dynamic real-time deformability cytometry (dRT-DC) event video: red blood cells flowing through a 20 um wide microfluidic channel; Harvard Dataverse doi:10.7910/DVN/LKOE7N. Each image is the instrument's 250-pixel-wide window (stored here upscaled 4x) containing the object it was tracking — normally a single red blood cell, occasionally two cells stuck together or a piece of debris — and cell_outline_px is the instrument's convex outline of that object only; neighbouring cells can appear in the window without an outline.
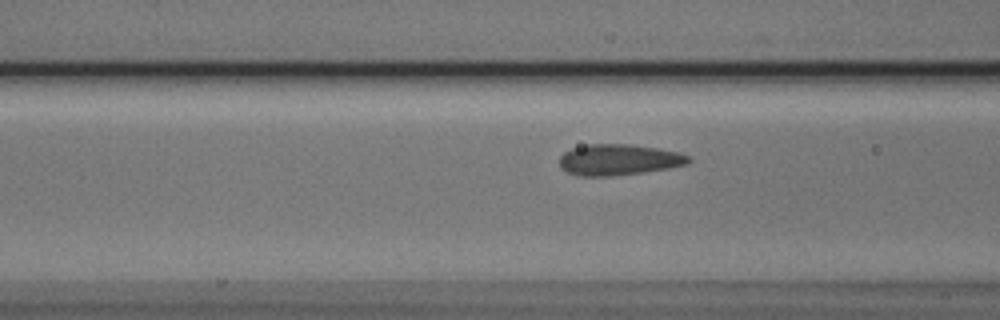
{"species": "Egyptian fruit bat (a non-hibernating species)", "species_latin": "Rousettus aegyptiacus", "temperature_condition": "cold", "stored_images_in_passage": 28, "camera_frame_rate_fps": 3000, "um_per_image_px": 0.085, "animal": {"sex": "male"}, "frame": {"image": 1, "passage_image": 4, "time_ms": 1.0, "image_size_px": [1000, 320], "cell_outline_px": [[692, 160], [688, 164], [668, 168], [644, 172], [608, 176], [580, 176], [568, 172], [560, 168], [560, 156], [564, 152], [572, 148], [588, 144], [628, 144], [656, 148], [680, 152], [688, 156]], "centroid_in_image_um": [52.59, 13.57], "position_along_channel_um": 114.0, "area_um2": 23.29}}
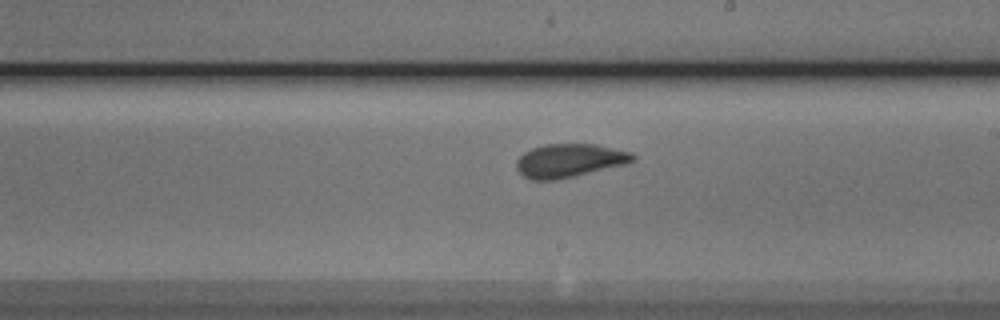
{"frame": {"image": 2, "passage_image": 14, "time_ms": 4.333, "image_size_px": [1000, 320], "cell_outline_px": [[636, 160], [624, 164], [576, 176], [556, 180], [532, 180], [524, 176], [516, 168], [516, 160], [524, 152], [532, 148], [544, 144], [596, 144], [632, 152], [636, 156]], "centroid_in_image_um": [48.4, 13.64], "position_along_channel_um": 240.6, "area_um2": 22.77}}
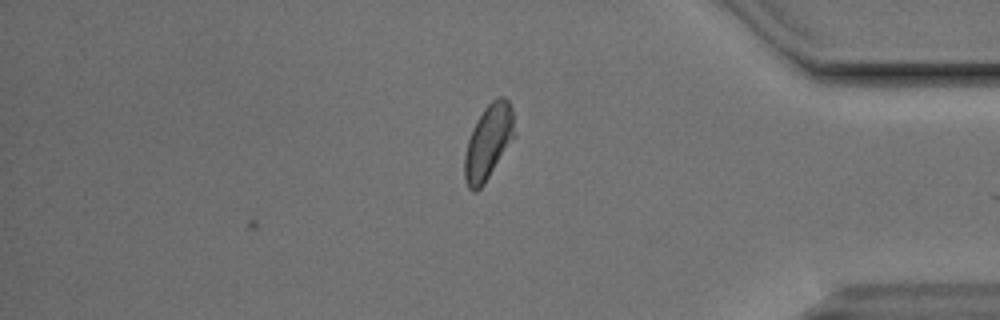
{"frame": {"image": 3, "passage_image": 28, "time_ms": 9.0, "image_size_px": [1000, 320], "cell_outline_px": [[516, 136], [484, 184], [476, 192], [472, 192], [468, 188], [464, 180], [464, 156], [468, 140], [472, 128], [476, 120], [484, 108], [492, 100], [500, 96], [504, 96], [508, 100], [512, 112]], "centroid_in_image_um": [41.5, 12.09], "position_along_channel_um": 393.7, "area_um2": 21.96}}